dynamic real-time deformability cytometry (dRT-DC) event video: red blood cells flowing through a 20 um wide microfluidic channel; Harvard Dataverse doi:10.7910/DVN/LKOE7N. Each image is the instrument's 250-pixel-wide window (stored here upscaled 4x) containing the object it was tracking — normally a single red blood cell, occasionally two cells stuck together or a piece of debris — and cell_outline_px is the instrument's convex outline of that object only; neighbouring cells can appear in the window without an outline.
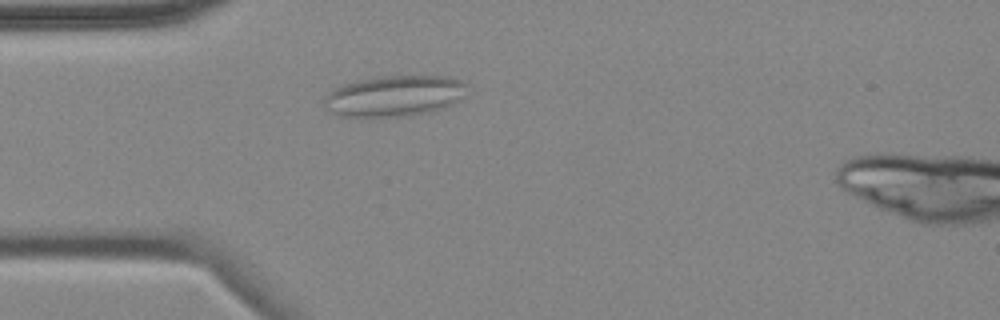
{"species": "common noctule bat (a hibernating species)", "species_latin": "Nyctalus noctula", "temperature_condition": "cold", "stored_images_in_passage": 5, "camera_frame_rate_fps": 3000, "um_per_image_px": 0.085, "animal": {"sex": "female", "body_mass_g": 18.4}, "frame": {"image": 1, "passage_image": 4, "time_ms": 3.667, "image_size_px": [1000, 320], "cell_outline_px": [[464, 96], [460, 100], [452, 104], [432, 112], [408, 116], [340, 116], [324, 108], [324, 100], [328, 92], [344, 84], [360, 80], [380, 76], [448, 76], [460, 80], [464, 84]], "centroid_in_image_um": [33.52, 8.16], "position_along_channel_um": 51.5, "area_um2": 33.87}}